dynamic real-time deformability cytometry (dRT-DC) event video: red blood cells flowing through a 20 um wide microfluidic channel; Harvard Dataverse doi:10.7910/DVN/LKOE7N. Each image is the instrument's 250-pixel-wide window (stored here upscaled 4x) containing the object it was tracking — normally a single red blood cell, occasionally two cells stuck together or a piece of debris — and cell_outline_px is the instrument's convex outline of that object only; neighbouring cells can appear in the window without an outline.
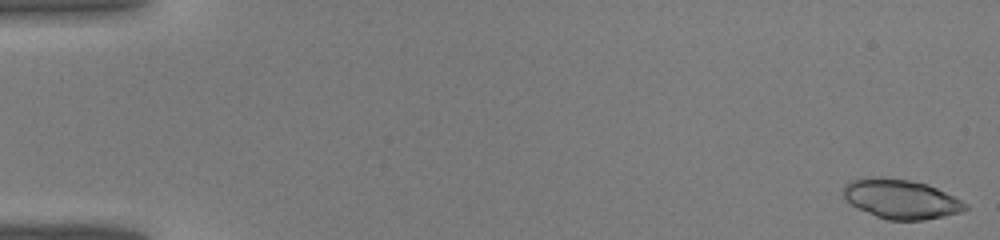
{"species": "common noctule bat (a hibernating species)", "species_latin": "Nyctalus noctula", "temperature_condition": "warm", "stored_images_in_passage": 43, "camera_frame_rate_fps": 3000, "um_per_image_px": 0.085, "animal": {"sex": "male", "body_mass_g": 19.0, "forearm_length_mm": 50.8}, "frame": {"image": 1, "passage_image": 1, "time_ms": 0.0, "image_size_px": [1000, 240], "cell_outline_px": [[968, 208], [960, 212], [944, 216], [924, 220], [888, 220], [876, 216], [852, 204], [844, 196], [844, 184], [852, 180], [872, 176], [880, 176], [908, 180], [928, 184], [968, 204]], "centroid_in_image_um": [76.58, 16.91], "position_along_channel_um": 8.4, "area_um2": 27.69}}
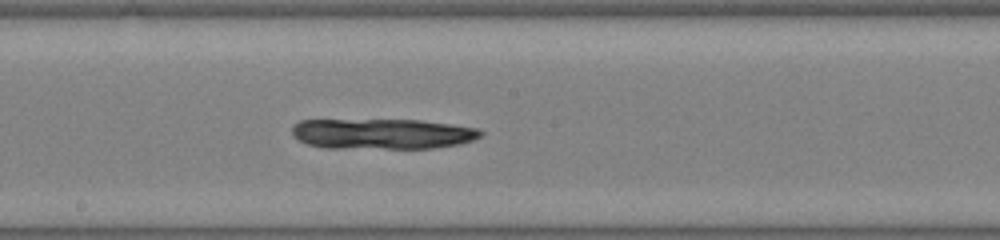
{"frame": {"image": 2, "passage_image": 24, "time_ms": 7.667, "image_size_px": [1000, 240], "cell_outline_px": [[484, 132], [480, 136], [472, 140], [460, 144], [432, 148], [324, 148], [308, 144], [292, 136], [292, 128], [300, 120], [420, 120], [476, 128]], "centroid_in_image_um": [32.47, 11.38], "position_along_channel_um": 215.7, "area_um2": 33.35}}
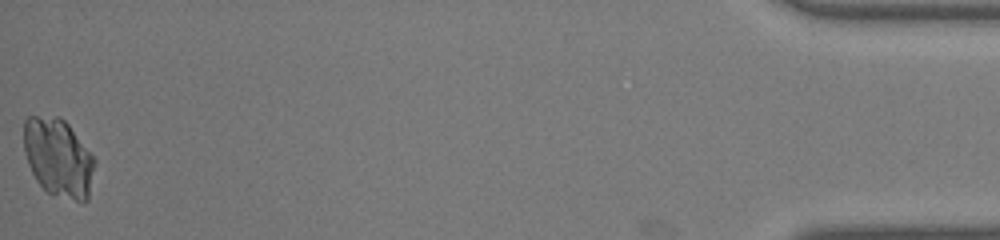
{"frame": {"image": 3, "passage_image": 43, "time_ms": 14.0, "image_size_px": [1000, 240], "cell_outline_px": [[96, 164], [88, 200], [76, 200], [48, 192], [36, 180], [28, 164], [24, 152], [24, 120], [28, 116], [60, 116], [68, 124], [96, 160]], "centroid_in_image_um": [4.96, 13.37], "position_along_channel_um": 430.2, "area_um2": 32.25}}